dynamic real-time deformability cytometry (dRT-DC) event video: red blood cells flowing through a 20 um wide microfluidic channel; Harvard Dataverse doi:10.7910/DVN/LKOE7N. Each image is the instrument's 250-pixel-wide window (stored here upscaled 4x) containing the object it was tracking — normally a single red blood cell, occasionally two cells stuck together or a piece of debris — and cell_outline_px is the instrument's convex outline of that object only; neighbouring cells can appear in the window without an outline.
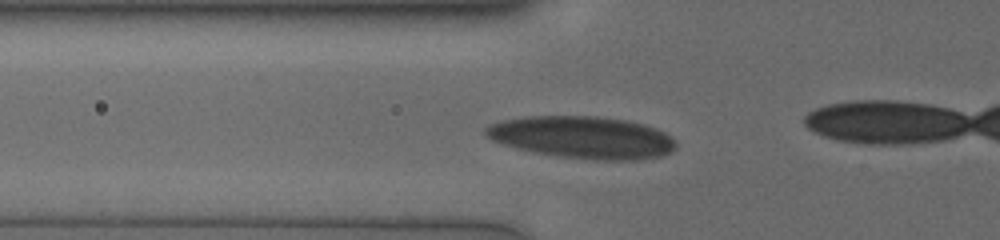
{"species": "human", "species_latin": "Homo sapiens", "temperature_condition": "cold", "stored_images_in_passage": 43, "camera_frame_rate_fps": 3000, "um_per_image_px": 0.085, "donor": {"sex": "male"}, "frame": {"image": 1, "passage_image": 9, "time_ms": 3.667, "image_size_px": [1000, 240], "cell_outline_px": [[676, 148], [664, 156], [636, 160], [592, 160], [556, 156], [532, 152], [516, 148], [492, 140], [484, 136], [484, 128], [488, 124], [500, 120], [524, 116], [596, 116], [624, 120], [644, 124], [664, 132], [676, 144]], "centroid_in_image_um": [49.45, 11.68], "position_along_channel_um": 76.4, "area_um2": 47.11}}
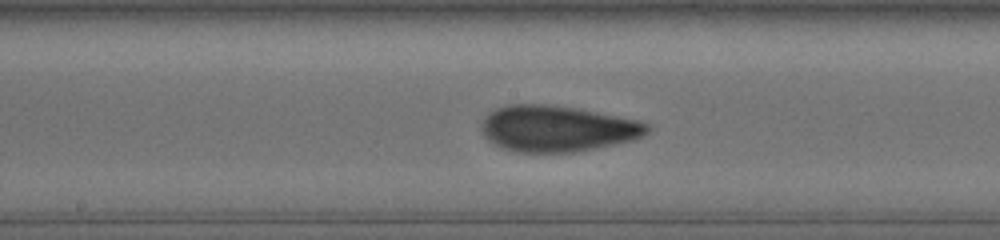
{"frame": {"image": 2, "passage_image": 19, "time_ms": 7.0, "image_size_px": [1000, 240], "cell_outline_px": [[652, 128], [644, 136], [632, 140], [596, 148], [576, 152], [516, 152], [500, 148], [488, 140], [484, 136], [480, 128], [480, 124], [484, 116], [488, 112], [496, 108], [508, 104], [544, 104], [576, 108], [640, 120], [648, 124]], "centroid_in_image_um": [47.34, 10.93], "position_along_channel_um": 200.9, "area_um2": 44.97}}
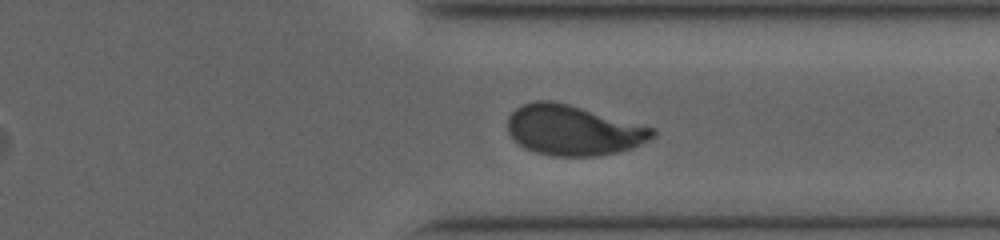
{"frame": {"image": 3, "passage_image": 37, "time_ms": 11.333, "image_size_px": [1000, 240], "cell_outline_px": [[656, 136], [632, 148], [616, 152], [596, 156], [552, 156], [536, 152], [524, 148], [508, 132], [508, 116], [516, 108], [524, 104], [536, 100], [552, 100], [568, 104], [656, 128]], "centroid_in_image_um": [48.74, 11.07], "position_along_channel_um": 362.7, "area_um2": 42.25}}